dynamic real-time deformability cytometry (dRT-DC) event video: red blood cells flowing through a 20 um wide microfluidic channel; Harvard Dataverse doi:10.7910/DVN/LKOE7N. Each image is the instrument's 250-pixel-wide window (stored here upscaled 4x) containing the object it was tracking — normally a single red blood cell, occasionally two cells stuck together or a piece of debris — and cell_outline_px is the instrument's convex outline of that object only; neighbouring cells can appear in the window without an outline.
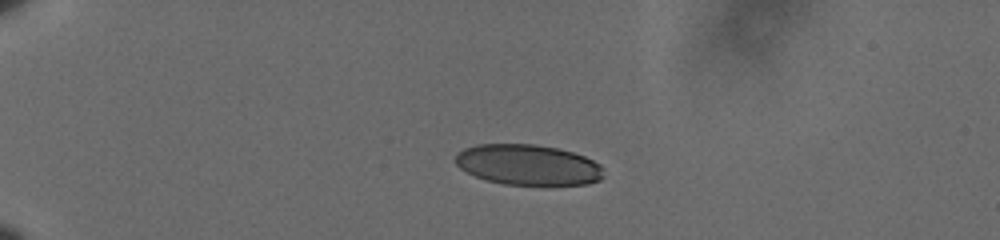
{"species": "human", "species_latin": "Homo sapiens", "temperature_condition": "cold", "stored_images_in_passage": 45, "camera_frame_rate_fps": 3000, "um_per_image_px": 0.085, "donor": {"sex": "male"}, "frame": {"image": 1, "passage_image": 1, "time_ms": 0.0, "image_size_px": [1000, 240], "cell_outline_px": [[604, 176], [600, 180], [588, 184], [548, 188], [504, 184], [488, 180], [476, 176], [460, 168], [456, 164], [456, 152], [464, 148], [476, 144], [532, 144], [556, 148], [572, 152], [584, 156], [600, 164]], "centroid_in_image_um": [44.93, 14.06], "position_along_channel_um": 40.1, "area_um2": 35.95}}
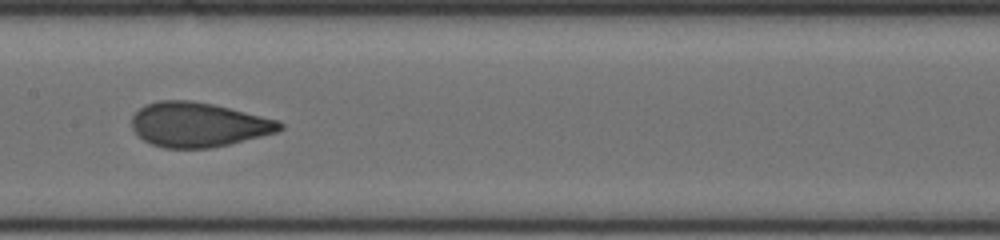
{"frame": {"image": 2, "passage_image": 19, "time_ms": 6.0, "image_size_px": [1000, 240], "cell_outline_px": [[284, 128], [276, 132], [212, 148], [164, 148], [152, 144], [144, 140], [132, 128], [132, 116], [144, 104], [156, 100], [192, 100], [212, 104], [280, 120], [284, 124]], "centroid_in_image_um": [16.85, 10.58], "position_along_channel_um": 190.5, "area_um2": 38.38}}
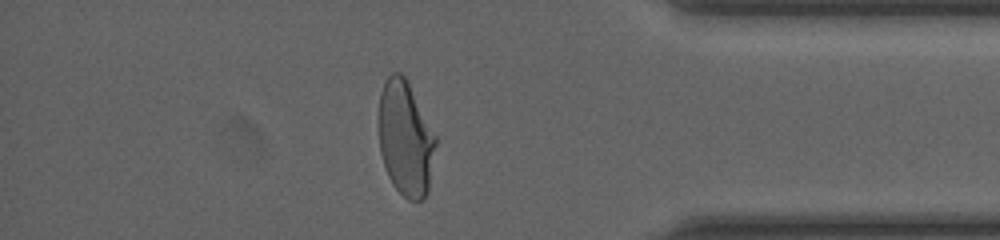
{"frame": {"image": 3, "passage_image": 38, "time_ms": 12.333, "image_size_px": [1000, 240], "cell_outline_px": [[436, 144], [428, 192], [420, 200], [408, 200], [392, 184], [388, 176], [380, 152], [380, 92], [388, 76], [392, 72], [400, 72], [408, 80], [436, 136]], "centroid_in_image_um": [34.48, 11.76], "position_along_channel_um": 400.7, "area_um2": 37.86}, "authors_computed_cell_mechanics": {"area_um2": 38.2058, "velocity_mm_per_s": 3.6084, "shape_relaxation_time_tau1_ms": 4.192, "shape_relaxation_time_tau2_ms": null, "deformation_change_tau1": 0.177, "deformation_change_tau2": null}}